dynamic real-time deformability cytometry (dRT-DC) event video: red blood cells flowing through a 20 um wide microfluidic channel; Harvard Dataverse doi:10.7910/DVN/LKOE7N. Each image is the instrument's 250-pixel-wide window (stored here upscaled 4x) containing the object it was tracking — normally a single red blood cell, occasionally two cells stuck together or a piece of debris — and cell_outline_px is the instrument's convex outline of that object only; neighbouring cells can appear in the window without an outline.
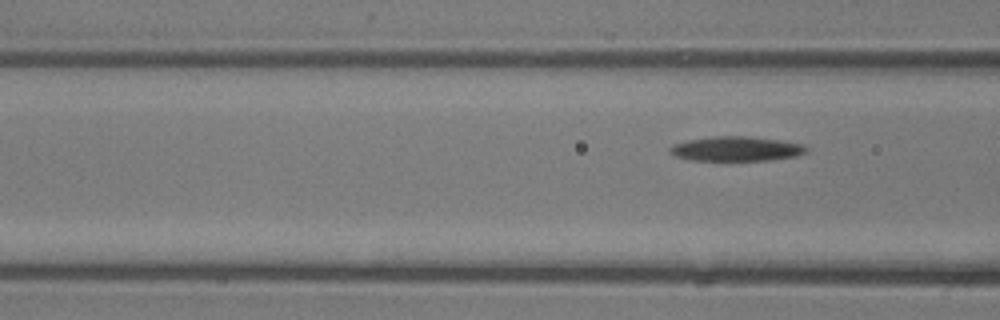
{"species": "common noctule bat (a hibernating species)", "species_latin": "Nyctalus noctula", "temperature_condition": "room temperature", "stored_images_in_passage": 4, "camera_frame_rate_fps": 3000, "um_per_image_px": 0.085, "animal": {"sex": "male", "body_mass_g": 13.3}, "frame": {"image": 1, "passage_image": 4, "time_ms": 1.0, "image_size_px": [1000, 320], "cell_outline_px": [[808, 152], [796, 156], [772, 160], [692, 160], [676, 156], [668, 152], [668, 148], [672, 144], [688, 140], [712, 136], [744, 136], [780, 140], [800, 144], [808, 148]], "centroid_in_image_um": [62.56, 12.65], "position_along_channel_um": 104.0, "area_um2": 19.54}}